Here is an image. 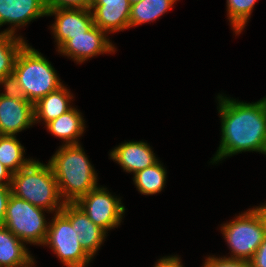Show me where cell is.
I'll return each instance as SVG.
<instances>
[{
	"label": "cell",
	"mask_w": 266,
	"mask_h": 267,
	"mask_svg": "<svg viewBox=\"0 0 266 267\" xmlns=\"http://www.w3.org/2000/svg\"><path fill=\"white\" fill-rule=\"evenodd\" d=\"M221 142L211 162L245 151L266 154V98L255 103L218 96Z\"/></svg>",
	"instance_id": "obj_1"
},
{
	"label": "cell",
	"mask_w": 266,
	"mask_h": 267,
	"mask_svg": "<svg viewBox=\"0 0 266 267\" xmlns=\"http://www.w3.org/2000/svg\"><path fill=\"white\" fill-rule=\"evenodd\" d=\"M48 163L65 203H76L97 187V175L80 144L61 146Z\"/></svg>",
	"instance_id": "obj_2"
},
{
	"label": "cell",
	"mask_w": 266,
	"mask_h": 267,
	"mask_svg": "<svg viewBox=\"0 0 266 267\" xmlns=\"http://www.w3.org/2000/svg\"><path fill=\"white\" fill-rule=\"evenodd\" d=\"M11 194L30 204L60 212L65 204L60 196L58 183L49 165L32 160L26 167L12 174ZM61 200V202H60Z\"/></svg>",
	"instance_id": "obj_3"
},
{
	"label": "cell",
	"mask_w": 266,
	"mask_h": 267,
	"mask_svg": "<svg viewBox=\"0 0 266 267\" xmlns=\"http://www.w3.org/2000/svg\"><path fill=\"white\" fill-rule=\"evenodd\" d=\"M13 74L33 104L63 86L51 63L27 43L16 57Z\"/></svg>",
	"instance_id": "obj_4"
},
{
	"label": "cell",
	"mask_w": 266,
	"mask_h": 267,
	"mask_svg": "<svg viewBox=\"0 0 266 267\" xmlns=\"http://www.w3.org/2000/svg\"><path fill=\"white\" fill-rule=\"evenodd\" d=\"M43 210L11 194L3 225L21 241L43 245L49 226Z\"/></svg>",
	"instance_id": "obj_5"
},
{
	"label": "cell",
	"mask_w": 266,
	"mask_h": 267,
	"mask_svg": "<svg viewBox=\"0 0 266 267\" xmlns=\"http://www.w3.org/2000/svg\"><path fill=\"white\" fill-rule=\"evenodd\" d=\"M223 225L221 231L232 250L231 258L250 261L266 236L260 215L254 208L249 209L235 220Z\"/></svg>",
	"instance_id": "obj_6"
},
{
	"label": "cell",
	"mask_w": 266,
	"mask_h": 267,
	"mask_svg": "<svg viewBox=\"0 0 266 267\" xmlns=\"http://www.w3.org/2000/svg\"><path fill=\"white\" fill-rule=\"evenodd\" d=\"M46 244L67 267H86L92 259L81 247L75 228L61 212L55 213L48 226L43 245Z\"/></svg>",
	"instance_id": "obj_7"
},
{
	"label": "cell",
	"mask_w": 266,
	"mask_h": 267,
	"mask_svg": "<svg viewBox=\"0 0 266 267\" xmlns=\"http://www.w3.org/2000/svg\"><path fill=\"white\" fill-rule=\"evenodd\" d=\"M89 219L105 232L118 227L125 207L106 188L96 187L75 203Z\"/></svg>",
	"instance_id": "obj_8"
},
{
	"label": "cell",
	"mask_w": 266,
	"mask_h": 267,
	"mask_svg": "<svg viewBox=\"0 0 266 267\" xmlns=\"http://www.w3.org/2000/svg\"><path fill=\"white\" fill-rule=\"evenodd\" d=\"M56 16L52 32L57 41L58 50L72 36L83 35L94 26L93 14L90 8H54L48 9L47 16Z\"/></svg>",
	"instance_id": "obj_9"
},
{
	"label": "cell",
	"mask_w": 266,
	"mask_h": 267,
	"mask_svg": "<svg viewBox=\"0 0 266 267\" xmlns=\"http://www.w3.org/2000/svg\"><path fill=\"white\" fill-rule=\"evenodd\" d=\"M106 32L94 25L87 33L72 36L58 52L70 56L78 63L103 53L114 52L115 47L106 38Z\"/></svg>",
	"instance_id": "obj_10"
},
{
	"label": "cell",
	"mask_w": 266,
	"mask_h": 267,
	"mask_svg": "<svg viewBox=\"0 0 266 267\" xmlns=\"http://www.w3.org/2000/svg\"><path fill=\"white\" fill-rule=\"evenodd\" d=\"M94 25L107 32L129 28L131 4L129 0H91Z\"/></svg>",
	"instance_id": "obj_11"
},
{
	"label": "cell",
	"mask_w": 266,
	"mask_h": 267,
	"mask_svg": "<svg viewBox=\"0 0 266 267\" xmlns=\"http://www.w3.org/2000/svg\"><path fill=\"white\" fill-rule=\"evenodd\" d=\"M45 0H0V26L12 24L4 33L15 35V28L39 17L47 16Z\"/></svg>",
	"instance_id": "obj_12"
},
{
	"label": "cell",
	"mask_w": 266,
	"mask_h": 267,
	"mask_svg": "<svg viewBox=\"0 0 266 267\" xmlns=\"http://www.w3.org/2000/svg\"><path fill=\"white\" fill-rule=\"evenodd\" d=\"M60 212L75 228L83 250L93 258L103 243L107 232L95 225L75 203H65Z\"/></svg>",
	"instance_id": "obj_13"
},
{
	"label": "cell",
	"mask_w": 266,
	"mask_h": 267,
	"mask_svg": "<svg viewBox=\"0 0 266 267\" xmlns=\"http://www.w3.org/2000/svg\"><path fill=\"white\" fill-rule=\"evenodd\" d=\"M34 124V104L0 95V135H15Z\"/></svg>",
	"instance_id": "obj_14"
},
{
	"label": "cell",
	"mask_w": 266,
	"mask_h": 267,
	"mask_svg": "<svg viewBox=\"0 0 266 267\" xmlns=\"http://www.w3.org/2000/svg\"><path fill=\"white\" fill-rule=\"evenodd\" d=\"M110 157L120 164L126 172H133L134 174L158 161L151 147L142 141L122 143L113 149Z\"/></svg>",
	"instance_id": "obj_15"
},
{
	"label": "cell",
	"mask_w": 266,
	"mask_h": 267,
	"mask_svg": "<svg viewBox=\"0 0 266 267\" xmlns=\"http://www.w3.org/2000/svg\"><path fill=\"white\" fill-rule=\"evenodd\" d=\"M33 260L23 241L0 225V267H27Z\"/></svg>",
	"instance_id": "obj_16"
},
{
	"label": "cell",
	"mask_w": 266,
	"mask_h": 267,
	"mask_svg": "<svg viewBox=\"0 0 266 267\" xmlns=\"http://www.w3.org/2000/svg\"><path fill=\"white\" fill-rule=\"evenodd\" d=\"M70 94L65 86H62L58 90L40 98L34 104V123L43 119L47 124L70 110L72 107L68 103L73 97Z\"/></svg>",
	"instance_id": "obj_17"
},
{
	"label": "cell",
	"mask_w": 266,
	"mask_h": 267,
	"mask_svg": "<svg viewBox=\"0 0 266 267\" xmlns=\"http://www.w3.org/2000/svg\"><path fill=\"white\" fill-rule=\"evenodd\" d=\"M84 123L81 114L75 108H71L58 118L48 122L46 126L51 134L64 139L66 142L64 145H75L79 144L77 139L84 132Z\"/></svg>",
	"instance_id": "obj_18"
},
{
	"label": "cell",
	"mask_w": 266,
	"mask_h": 267,
	"mask_svg": "<svg viewBox=\"0 0 266 267\" xmlns=\"http://www.w3.org/2000/svg\"><path fill=\"white\" fill-rule=\"evenodd\" d=\"M176 0H142L131 5L129 28L158 19Z\"/></svg>",
	"instance_id": "obj_19"
},
{
	"label": "cell",
	"mask_w": 266,
	"mask_h": 267,
	"mask_svg": "<svg viewBox=\"0 0 266 267\" xmlns=\"http://www.w3.org/2000/svg\"><path fill=\"white\" fill-rule=\"evenodd\" d=\"M24 147L15 135H0V162L12 173L26 167L33 159L24 158Z\"/></svg>",
	"instance_id": "obj_20"
},
{
	"label": "cell",
	"mask_w": 266,
	"mask_h": 267,
	"mask_svg": "<svg viewBox=\"0 0 266 267\" xmlns=\"http://www.w3.org/2000/svg\"><path fill=\"white\" fill-rule=\"evenodd\" d=\"M166 171L157 161L155 164L134 174V183L144 195H153L162 191L166 181Z\"/></svg>",
	"instance_id": "obj_21"
},
{
	"label": "cell",
	"mask_w": 266,
	"mask_h": 267,
	"mask_svg": "<svg viewBox=\"0 0 266 267\" xmlns=\"http://www.w3.org/2000/svg\"><path fill=\"white\" fill-rule=\"evenodd\" d=\"M25 44L21 36L0 33V79L13 74L16 57Z\"/></svg>",
	"instance_id": "obj_22"
},
{
	"label": "cell",
	"mask_w": 266,
	"mask_h": 267,
	"mask_svg": "<svg viewBox=\"0 0 266 267\" xmlns=\"http://www.w3.org/2000/svg\"><path fill=\"white\" fill-rule=\"evenodd\" d=\"M257 0H227L228 18L235 31L241 33L246 26Z\"/></svg>",
	"instance_id": "obj_23"
},
{
	"label": "cell",
	"mask_w": 266,
	"mask_h": 267,
	"mask_svg": "<svg viewBox=\"0 0 266 267\" xmlns=\"http://www.w3.org/2000/svg\"><path fill=\"white\" fill-rule=\"evenodd\" d=\"M0 84H3L5 87V93H1L0 95L6 98H13L15 100H27L23 93L22 87L20 86L18 79L14 76V74L1 78Z\"/></svg>",
	"instance_id": "obj_24"
},
{
	"label": "cell",
	"mask_w": 266,
	"mask_h": 267,
	"mask_svg": "<svg viewBox=\"0 0 266 267\" xmlns=\"http://www.w3.org/2000/svg\"><path fill=\"white\" fill-rule=\"evenodd\" d=\"M203 267H252L249 260L236 259L231 257H211L209 256Z\"/></svg>",
	"instance_id": "obj_25"
},
{
	"label": "cell",
	"mask_w": 266,
	"mask_h": 267,
	"mask_svg": "<svg viewBox=\"0 0 266 267\" xmlns=\"http://www.w3.org/2000/svg\"><path fill=\"white\" fill-rule=\"evenodd\" d=\"M48 9L90 8L91 0H45Z\"/></svg>",
	"instance_id": "obj_26"
},
{
	"label": "cell",
	"mask_w": 266,
	"mask_h": 267,
	"mask_svg": "<svg viewBox=\"0 0 266 267\" xmlns=\"http://www.w3.org/2000/svg\"><path fill=\"white\" fill-rule=\"evenodd\" d=\"M250 262L252 267H266V236Z\"/></svg>",
	"instance_id": "obj_27"
},
{
	"label": "cell",
	"mask_w": 266,
	"mask_h": 267,
	"mask_svg": "<svg viewBox=\"0 0 266 267\" xmlns=\"http://www.w3.org/2000/svg\"><path fill=\"white\" fill-rule=\"evenodd\" d=\"M10 195L11 187L0 185V225H3L6 215L7 203Z\"/></svg>",
	"instance_id": "obj_28"
},
{
	"label": "cell",
	"mask_w": 266,
	"mask_h": 267,
	"mask_svg": "<svg viewBox=\"0 0 266 267\" xmlns=\"http://www.w3.org/2000/svg\"><path fill=\"white\" fill-rule=\"evenodd\" d=\"M181 264L180 258L177 256H168L159 259L154 267H183Z\"/></svg>",
	"instance_id": "obj_29"
},
{
	"label": "cell",
	"mask_w": 266,
	"mask_h": 267,
	"mask_svg": "<svg viewBox=\"0 0 266 267\" xmlns=\"http://www.w3.org/2000/svg\"><path fill=\"white\" fill-rule=\"evenodd\" d=\"M3 179L6 182H4ZM11 180H12V173L0 162V185L10 186Z\"/></svg>",
	"instance_id": "obj_30"
},
{
	"label": "cell",
	"mask_w": 266,
	"mask_h": 267,
	"mask_svg": "<svg viewBox=\"0 0 266 267\" xmlns=\"http://www.w3.org/2000/svg\"><path fill=\"white\" fill-rule=\"evenodd\" d=\"M254 209L260 215V217L263 221L264 227L266 229V205H261L260 207H256Z\"/></svg>",
	"instance_id": "obj_31"
},
{
	"label": "cell",
	"mask_w": 266,
	"mask_h": 267,
	"mask_svg": "<svg viewBox=\"0 0 266 267\" xmlns=\"http://www.w3.org/2000/svg\"><path fill=\"white\" fill-rule=\"evenodd\" d=\"M129 1H130V4L133 5V4L137 3V2H141L142 0H129Z\"/></svg>",
	"instance_id": "obj_32"
},
{
	"label": "cell",
	"mask_w": 266,
	"mask_h": 267,
	"mask_svg": "<svg viewBox=\"0 0 266 267\" xmlns=\"http://www.w3.org/2000/svg\"><path fill=\"white\" fill-rule=\"evenodd\" d=\"M34 265V261L31 262L27 267H32Z\"/></svg>",
	"instance_id": "obj_33"
}]
</instances>
